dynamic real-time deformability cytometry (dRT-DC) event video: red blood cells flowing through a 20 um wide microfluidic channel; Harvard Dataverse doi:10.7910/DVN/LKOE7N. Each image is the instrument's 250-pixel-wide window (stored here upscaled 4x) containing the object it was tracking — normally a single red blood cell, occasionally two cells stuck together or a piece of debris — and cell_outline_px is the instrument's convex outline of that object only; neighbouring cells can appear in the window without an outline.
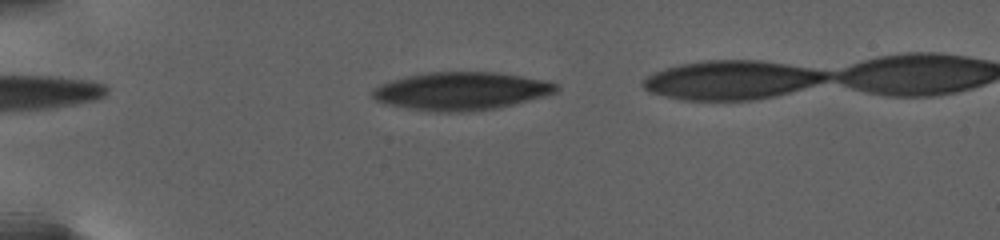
{"species": "human", "species_latin": "Homo sapiens", "temperature_condition": "warm", "stored_images_in_passage": 46, "camera_frame_rate_fps": 3000, "um_per_image_px": 0.085, "donor": {"sex": "female"}, "frame": {"image": 1, "passage_image": 4, "time_ms": 2.333, "image_size_px": [1000, 240], "cell_outline_px": [[560, 88], [556, 92], [544, 96], [496, 108], [468, 112], [444, 112], [408, 108], [384, 104], [376, 100], [372, 96], [372, 88], [380, 84], [404, 76], [428, 72], [496, 72], [544, 80], [560, 84]], "centroid_in_image_um": [39.18, 7.73], "position_along_channel_um": 45.8, "area_um2": 40.63}}
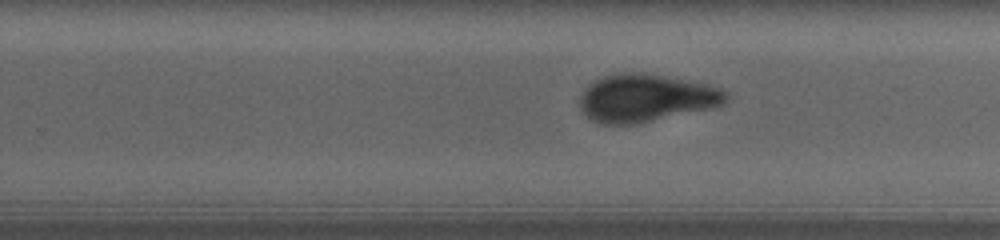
{"frame": {"image": 2, "passage_image": 28, "time_ms": 12.333, "image_size_px": [1000, 240], "cell_outline_px": [[728, 100], [712, 108], [636, 124], [604, 124], [592, 120], [580, 108], [580, 96], [596, 80], [604, 76], [624, 72], [640, 72], [664, 76], [704, 84], [720, 88], [728, 92]], "centroid_in_image_um": [54.92, 8.34], "position_along_channel_um": 274.9, "area_um2": 40.06}}
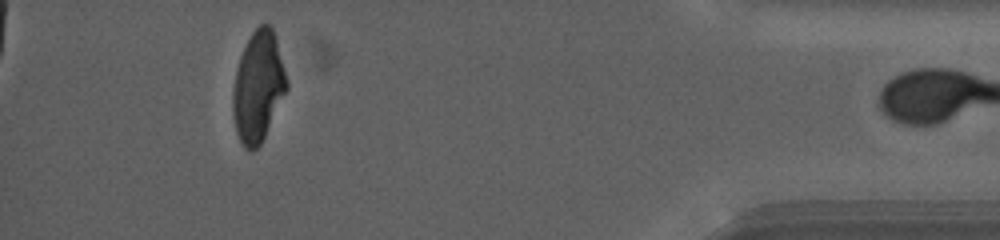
{"frame": {"image": 3, "passage_image": 45, "time_ms": 19.333, "image_size_px": [1000, 240], "cell_outline_px": [[288, 88], [260, 144], [252, 152], [244, 148], [236, 132], [232, 112], [232, 92], [236, 72], [240, 56], [252, 32], [260, 24], [268, 24], [272, 28], [276, 36], [288, 80]], "centroid_in_image_um": [21.94, 7.36], "position_along_channel_um": 413.3, "area_um2": 34.56}, "authors_computed_cell_mechanics": {"area_um2": 40.3733, "velocity_mm_per_s": 2.6669, "shape_relaxation_time_tau1_ms": 5.6665, "shape_relaxation_time_tau2_ms": 1.9142, "deformation_change_tau1": 0.1823, "deformation_change_tau2": 0.081}}